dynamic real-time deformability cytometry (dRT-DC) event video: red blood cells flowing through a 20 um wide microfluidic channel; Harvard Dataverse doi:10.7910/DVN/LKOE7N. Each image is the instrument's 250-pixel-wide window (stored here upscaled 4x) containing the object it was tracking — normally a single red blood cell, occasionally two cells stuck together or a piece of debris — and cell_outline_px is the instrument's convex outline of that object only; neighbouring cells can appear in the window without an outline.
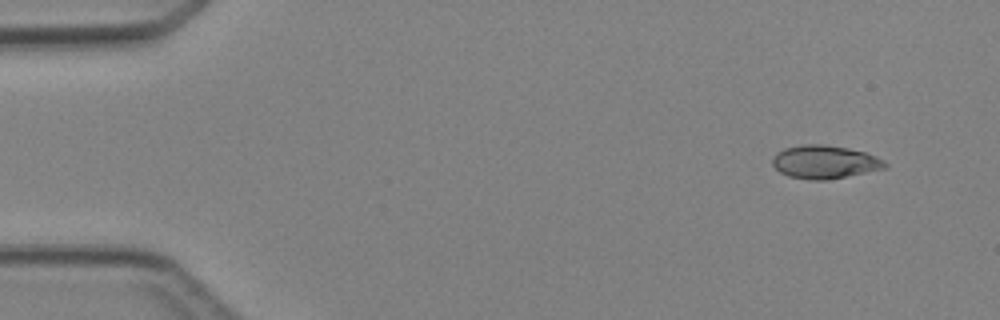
{"species": "Egyptian fruit bat (a non-hibernating species)", "species_latin": "Rousettus aegyptiacus", "temperature_condition": "cold", "stored_images_in_passage": 4, "camera_frame_rate_fps": 3000, "um_per_image_px": 0.085, "animal": {"sex": "female"}, "frame": {"image": 1, "passage_image": 1, "time_ms": 0.0, "image_size_px": [1000, 320], "cell_outline_px": [[888, 168], [828, 180], [808, 180], [788, 176], [780, 172], [772, 164], [772, 156], [776, 152], [784, 148], [800, 144], [824, 144], [848, 148], [864, 152], [876, 156], [884, 160], [888, 164]], "centroid_in_image_um": [70.09, 13.77], "position_along_channel_um": 14.9, "area_um2": 22.14}}
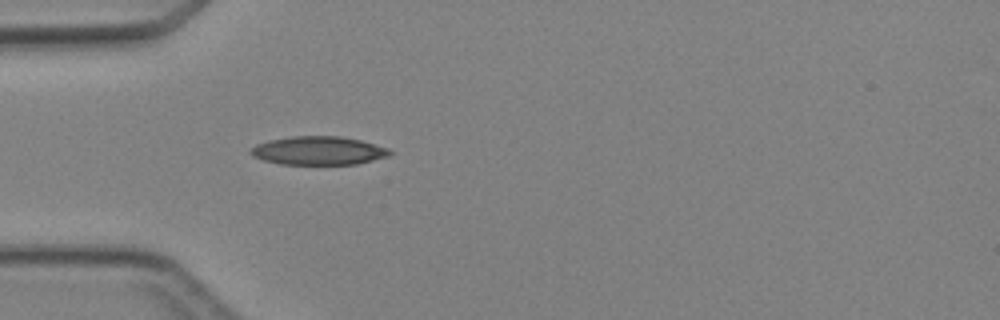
{"frame": {"image": 2, "passage_image": 4, "time_ms": 3.333, "image_size_px": [1000, 320], "cell_outline_px": [[392, 156], [356, 164], [280, 164], [264, 160], [252, 156], [248, 152], [256, 144], [268, 140], [292, 136], [340, 136], [360, 140], [388, 148], [392, 152]], "centroid_in_image_um": [27.08, 12.8], "position_along_channel_um": 57.9, "area_um2": 23.18}}